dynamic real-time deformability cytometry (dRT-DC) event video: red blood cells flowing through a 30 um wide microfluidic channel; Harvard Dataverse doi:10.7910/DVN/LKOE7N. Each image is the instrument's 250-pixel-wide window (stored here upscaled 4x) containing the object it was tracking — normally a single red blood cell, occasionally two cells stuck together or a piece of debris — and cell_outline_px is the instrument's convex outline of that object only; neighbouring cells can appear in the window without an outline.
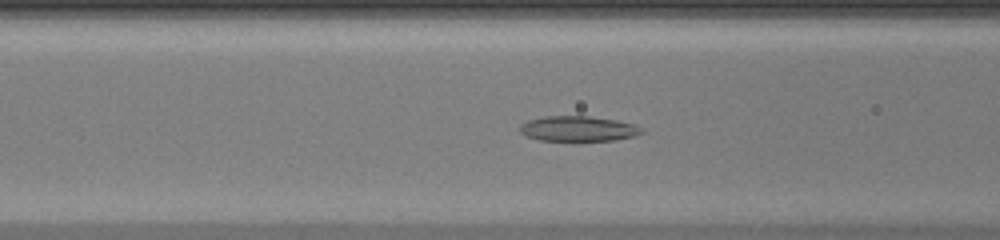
{"species": "common noctule bat (a hibernating species)", "species_latin": "Nyctalus noctula", "temperature_condition": "warm", "stored_images_in_passage": 48, "camera_frame_rate_fps": 3000, "um_per_image_px": 0.085, "animal": {"sex": "female", "body_mass_g": 20.0, "forearm_length_mm": 54.0}, "frame": {"image": 1, "passage_image": 20, "time_ms": 6.333, "image_size_px": [1000, 240], "cell_outline_px": [[644, 132], [632, 136], [616, 140], [540, 140], [528, 136], [520, 132], [520, 124], [528, 120], [544, 116], [588, 116], [616, 120], [636, 124], [644, 128]], "centroid_in_image_um": [49.17, 10.93], "position_along_channel_um": 117.4, "area_um2": 17.8}}
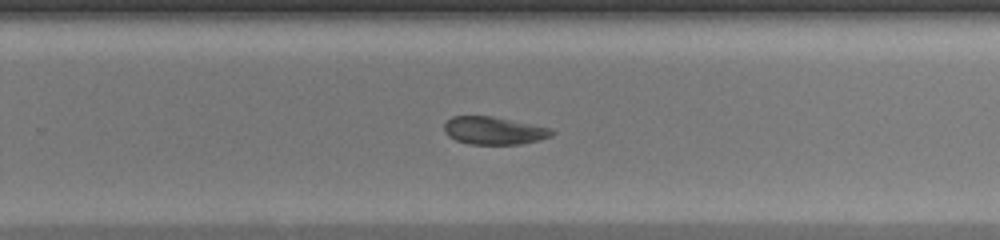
{"frame": {"image": 2, "passage_image": 32, "time_ms": 10.333, "image_size_px": [1000, 240], "cell_outline_px": [[556, 132], [552, 136], [540, 140], [520, 144], [468, 144], [456, 140], [448, 136], [444, 132], [444, 124], [452, 116], [492, 116], [552, 128]], "centroid_in_image_um": [42.0, 11.1], "position_along_channel_um": 287.8, "area_um2": 17.51}}
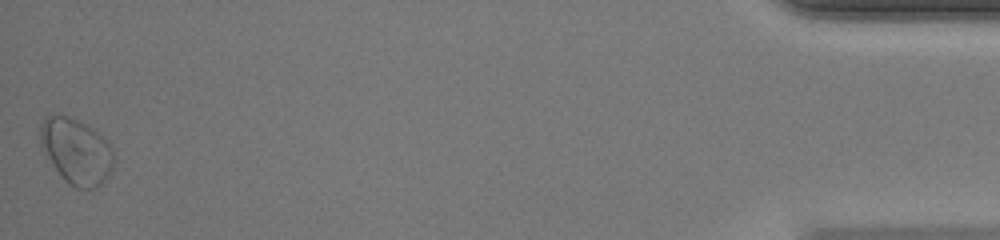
{"frame": {"image": 3, "passage_image": 48, "time_ms": 15.667, "image_size_px": [1000, 240], "cell_outline_px": [[112, 168], [104, 180], [96, 188], [76, 188], [64, 180], [40, 144], [40, 124], [44, 116], [52, 112], [56, 112], [68, 116], [88, 124], [108, 140], [112, 152]], "centroid_in_image_um": [6.46, 12.78], "position_along_channel_um": 428.7, "area_um2": 28.09}, "authors_computed_cell_mechanics": {"area_um2": 20.5479, "velocity_mm_per_s": 4.2716, "shape_relaxation_time_tau1_ms": 3.9572, "shape_relaxation_time_tau2_ms": 9.1857, "deformation_change_tau1": 0.1033, "deformation_change_tau2": 0.1214}}